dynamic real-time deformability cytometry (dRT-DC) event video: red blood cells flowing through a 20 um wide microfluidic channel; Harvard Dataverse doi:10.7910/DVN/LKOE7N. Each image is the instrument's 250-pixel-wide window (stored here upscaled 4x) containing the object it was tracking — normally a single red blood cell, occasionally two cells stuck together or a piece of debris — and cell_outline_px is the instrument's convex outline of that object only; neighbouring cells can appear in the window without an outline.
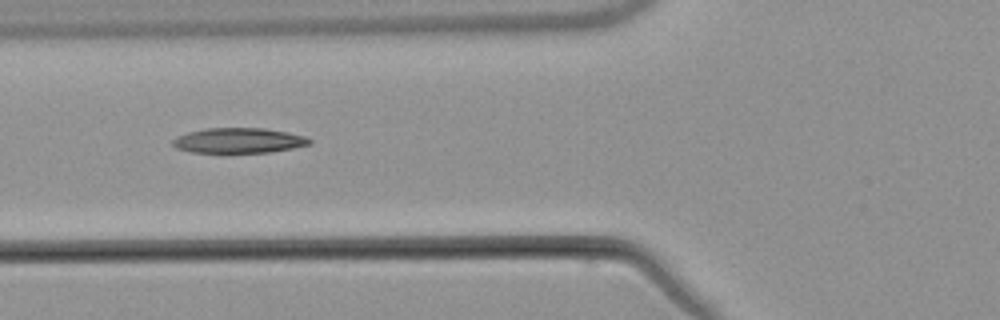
{"species": "common noctule bat (a hibernating species)", "species_latin": "Nyctalus noctula", "temperature_condition": "warm", "stored_images_in_passage": 3, "camera_frame_rate_fps": 3000, "um_per_image_px": 0.085, "animal": {"sex": "male", "body_mass_g": 21.5, "forearm_length_mm": 52.0}, "frame": {"image": 1, "passage_image": 3, "time_ms": 2.333, "image_size_px": [1000, 320], "cell_outline_px": [[312, 144], [292, 148], [268, 152], [224, 156], [192, 152], [176, 148], [172, 144], [172, 140], [176, 136], [188, 132], [204, 128], [264, 128], [288, 132], [304, 136], [312, 140]], "centroid_in_image_um": [20.23, 11.99], "position_along_channel_um": 105.6, "area_um2": 21.1}}